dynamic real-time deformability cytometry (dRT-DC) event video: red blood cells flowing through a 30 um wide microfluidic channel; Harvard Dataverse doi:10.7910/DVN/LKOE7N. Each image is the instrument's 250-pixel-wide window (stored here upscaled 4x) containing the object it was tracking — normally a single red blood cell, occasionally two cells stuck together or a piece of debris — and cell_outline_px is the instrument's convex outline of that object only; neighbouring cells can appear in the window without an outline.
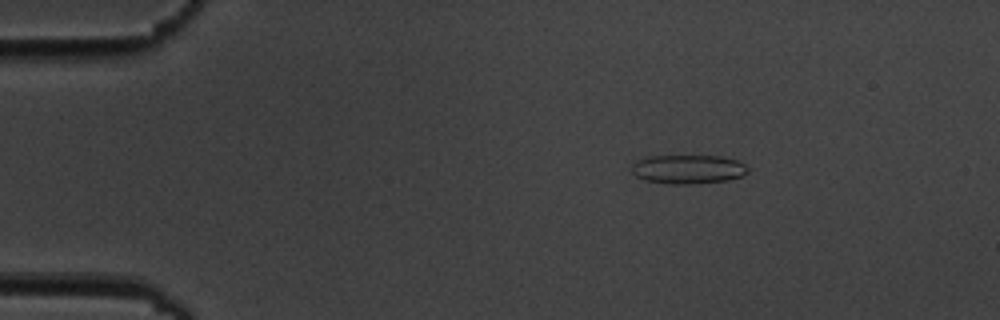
{"species": "common noctule bat (a hibernating species)", "species_latin": "Nyctalus noctula", "temperature_condition": "cold", "stored_images_in_passage": 15, "camera_frame_rate_fps": 3000, "um_per_image_px": 0.085, "animal": {"sex": "male", "body_mass_g": 19.5, "forearm_length_mm": 54.6}, "frame": {"image": 1, "passage_image": 3, "time_ms": 2.667, "image_size_px": [1000, 320], "cell_outline_px": [[748, 172], [744, 176], [728, 180], [688, 184], [672, 184], [644, 180], [636, 176], [632, 172], [632, 164], [636, 160], [648, 156], [720, 156], [736, 160], [744, 164], [748, 168]], "centroid_in_image_um": [58.48, 14.38], "position_along_channel_um": 26.5, "area_um2": 19.65}}
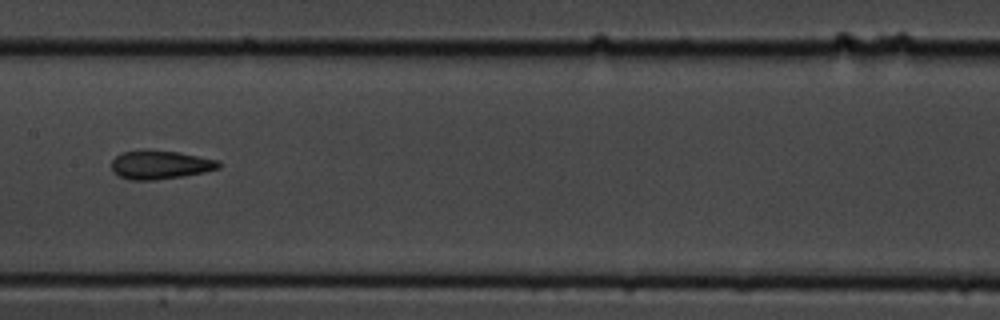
{"frame": {"image": 2, "passage_image": 8, "time_ms": 9.333, "image_size_px": [1000, 320], "cell_outline_px": [[220, 168], [204, 172], [184, 176], [152, 180], [132, 180], [116, 176], [112, 168], [112, 160], [116, 156], [124, 152], [144, 148], [180, 152], [220, 160]], "centroid_in_image_um": [13.62, 13.99], "position_along_channel_um": 193.8, "area_um2": 18.26}}
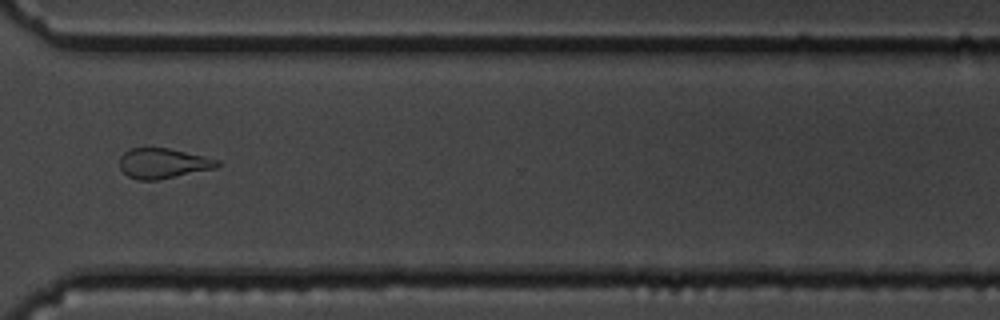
{"frame": {"image": 3, "passage_image": 12, "time_ms": 14.0, "image_size_px": [1000, 320], "cell_outline_px": [[220, 164], [216, 168], [156, 180], [140, 180], [128, 176], [120, 168], [120, 156], [128, 148], [168, 148], [204, 156], [220, 160]], "centroid_in_image_um": [13.85, 13.87], "position_along_channel_um": 356.7, "area_um2": 17.05}, "authors_computed_cell_mechanics": {"area_um2": 18.3804, "velocity_mm_per_s": 3.5055, "shape_relaxation_time_tau1_ms": 3.3468, "shape_relaxation_time_tau2_ms": 4.1024, "deformation_change_tau1": 0.083, "deformation_change_tau2": 0.096}}